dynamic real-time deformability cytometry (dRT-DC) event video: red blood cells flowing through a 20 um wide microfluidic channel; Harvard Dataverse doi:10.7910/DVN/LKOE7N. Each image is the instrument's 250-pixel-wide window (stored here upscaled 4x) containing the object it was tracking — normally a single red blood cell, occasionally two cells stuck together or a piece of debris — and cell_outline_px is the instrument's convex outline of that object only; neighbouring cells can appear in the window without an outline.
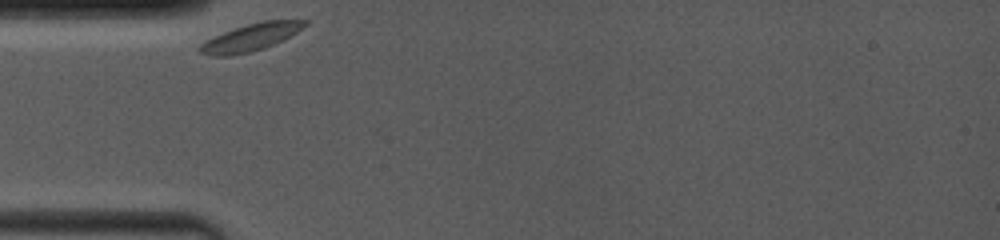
{"species": "common noctule bat (a hibernating species)", "species_latin": "Nyctalus noctula", "temperature_condition": "room temperature", "stored_images_in_passage": 37, "camera_frame_rate_fps": 4000, "um_per_image_px": 0.085, "animal": {"sex": "female", "body_mass_g": 19.0, "forearm_length_mm": 53.3}, "frame": {"image": 1, "passage_image": 1, "time_ms": 0.0, "image_size_px": [1000, 240], "cell_outline_px": [[308, 24], [284, 40], [264, 48], [252, 52], [228, 56], [216, 56], [200, 52], [196, 48], [200, 44], [224, 32], [260, 20], [308, 20]], "centroid_in_image_um": [21.34, 3.17], "position_along_channel_um": 63.7, "area_um2": 16.53}}
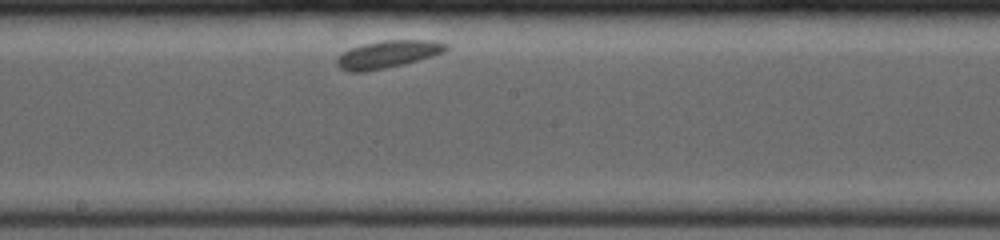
{"frame": {"image": 2, "passage_image": 22, "time_ms": 4.5, "image_size_px": [1000, 240], "cell_outline_px": [[448, 48], [444, 52], [432, 56], [404, 64], [364, 72], [352, 72], [340, 68], [336, 64], [336, 56], [352, 48], [364, 44], [384, 40], [436, 40], [448, 44]], "centroid_in_image_um": [32.97, 4.61], "position_along_channel_um": 215.2, "area_um2": 17.4}}
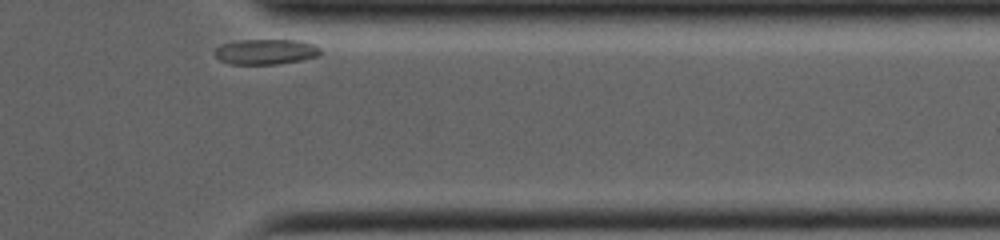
{"frame": {"image": 3, "passage_image": 36, "time_ms": 9.5, "image_size_px": [1000, 240], "cell_outline_px": [[324, 52], [320, 56], [304, 60], [276, 64], [232, 64], [220, 60], [216, 56], [216, 48], [220, 44], [240, 40], [304, 40], [316, 44]], "centroid_in_image_um": [22.7, 4.39], "position_along_channel_um": 388.7, "area_um2": 15.9}, "authors_computed_cell_mechanics": {"area_um2": 16.6464, "velocity_mm_per_s": 3.4093, "shape_relaxation_time_tau1_ms": 0.1153, "shape_relaxation_time_tau2_ms": null, "deformation_change_tau1": 0.0464, "deformation_change_tau2": null}}